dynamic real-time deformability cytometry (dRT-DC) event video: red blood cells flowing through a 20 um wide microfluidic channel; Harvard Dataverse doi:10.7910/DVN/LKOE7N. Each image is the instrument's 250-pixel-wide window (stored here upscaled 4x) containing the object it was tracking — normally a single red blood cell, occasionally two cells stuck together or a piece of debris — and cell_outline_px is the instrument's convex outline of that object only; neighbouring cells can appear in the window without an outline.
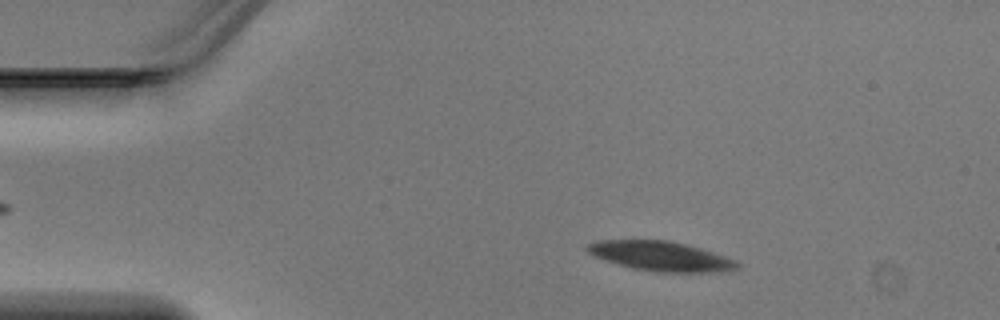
{"species": "Egyptian fruit bat (a non-hibernating species)", "species_latin": "Rousettus aegyptiacus", "temperature_condition": "warm", "stored_images_in_passage": 44, "camera_frame_rate_fps": 3000, "um_per_image_px": 0.085, "animal": {"sex": "male"}, "frame": {"image": 1, "passage_image": 5, "time_ms": 1.333, "image_size_px": [1000, 320], "cell_outline_px": [[740, 268], [724, 272], [660, 272], [636, 268], [620, 264], [596, 256], [588, 252], [584, 248], [588, 244], [596, 240], [668, 240], [700, 248], [736, 260], [740, 264]], "centroid_in_image_um": [56.22, 21.77], "position_along_channel_um": 28.8, "area_um2": 25.55}}
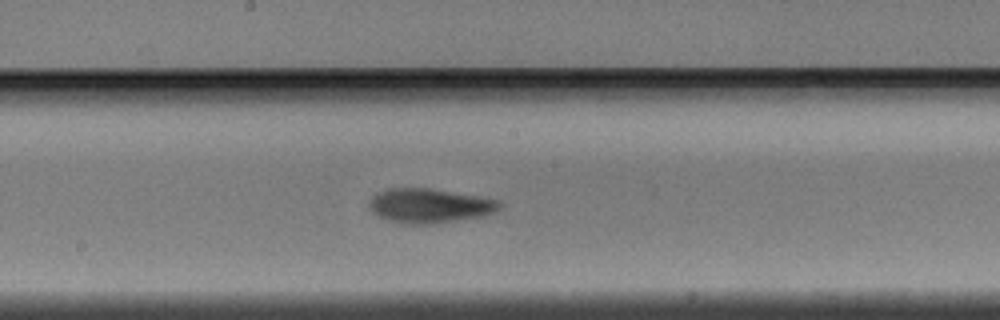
{"frame": {"image": 2, "passage_image": 22, "time_ms": 7.0, "image_size_px": [1000, 320], "cell_outline_px": [[504, 204], [496, 212], [484, 216], [428, 224], [404, 224], [388, 220], [372, 212], [368, 208], [368, 200], [376, 192], [388, 188], [428, 188], [500, 200]], "centroid_in_image_um": [36.49, 17.48], "position_along_channel_um": 211.7, "area_um2": 26.24}}
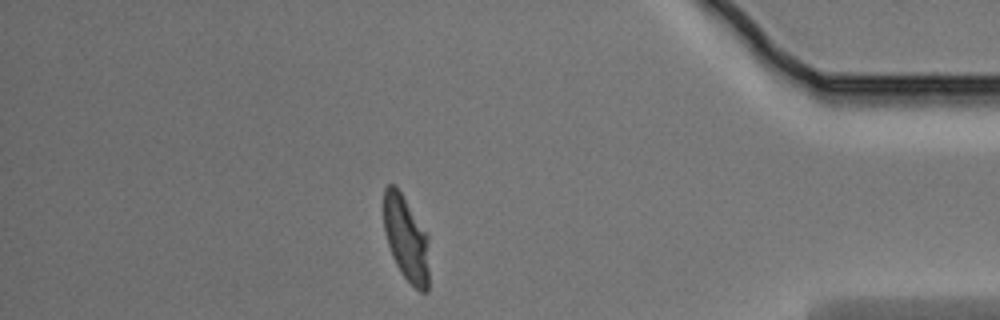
{"frame": {"image": 3, "passage_image": 38, "time_ms": 12.333, "image_size_px": [1000, 320], "cell_outline_px": [[428, 292], [420, 292], [400, 272], [392, 256], [384, 232], [384, 188], [388, 184], [396, 184], [428, 236]], "centroid_in_image_um": [34.51, 20.26], "position_along_channel_um": 400.7, "area_um2": 22.43}}